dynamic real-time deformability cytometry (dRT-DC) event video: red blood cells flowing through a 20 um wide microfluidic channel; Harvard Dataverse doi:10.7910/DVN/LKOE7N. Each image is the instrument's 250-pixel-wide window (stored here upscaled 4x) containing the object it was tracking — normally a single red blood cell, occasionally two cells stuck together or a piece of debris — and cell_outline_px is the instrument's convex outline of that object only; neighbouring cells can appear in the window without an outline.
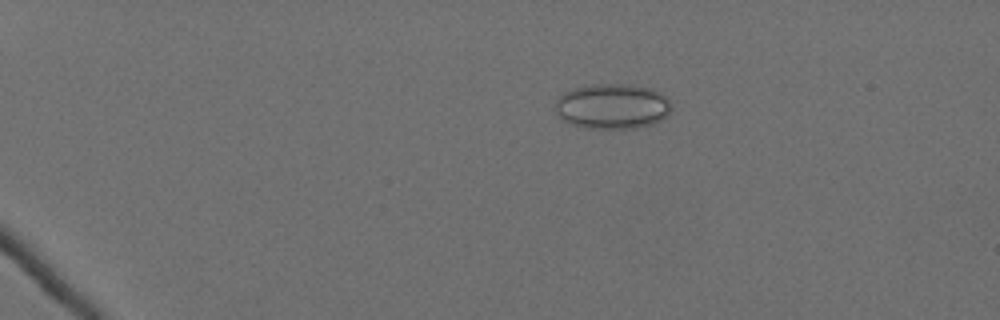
{"species": "Egyptian fruit bat (a non-hibernating species)", "species_latin": "Rousettus aegyptiacus", "temperature_condition": "cold", "stored_images_in_passage": 62, "camera_frame_rate_fps": 3000, "um_per_image_px": 0.085, "animal": {"sex": "female"}, "frame": {"image": 1, "passage_image": 15, "time_ms": 4.667, "image_size_px": [1000, 320], "cell_outline_px": [[672, 108], [668, 116], [652, 124], [636, 128], [584, 128], [560, 120], [556, 112], [556, 100], [564, 92], [572, 88], [592, 84], [628, 84], [648, 88], [660, 92], [668, 96], [672, 104]], "centroid_in_image_um": [52.06, 9.03], "position_along_channel_um": 32.9, "area_um2": 31.04}}
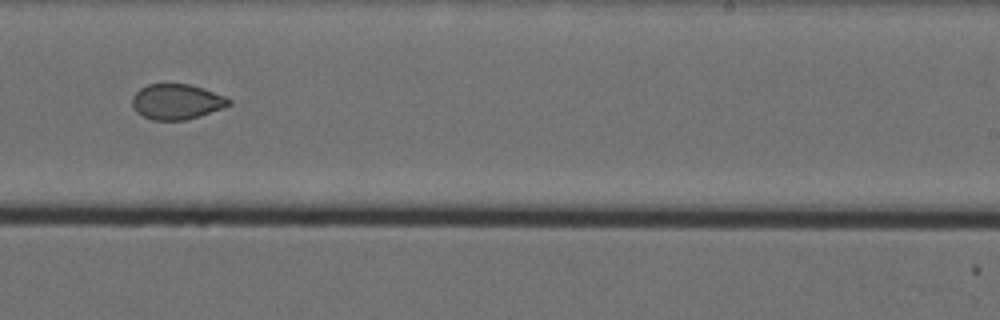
{"frame": {"image": 2, "passage_image": 43, "time_ms": 14.0, "image_size_px": [1000, 320], "cell_outline_px": [[232, 104], [224, 108], [184, 120], [152, 120], [136, 112], [132, 104], [132, 96], [140, 88], [148, 84], [188, 84], [204, 88], [224, 96], [232, 100]], "centroid_in_image_um": [15.02, 8.64], "position_along_channel_um": 274.0, "area_um2": 19.88}}
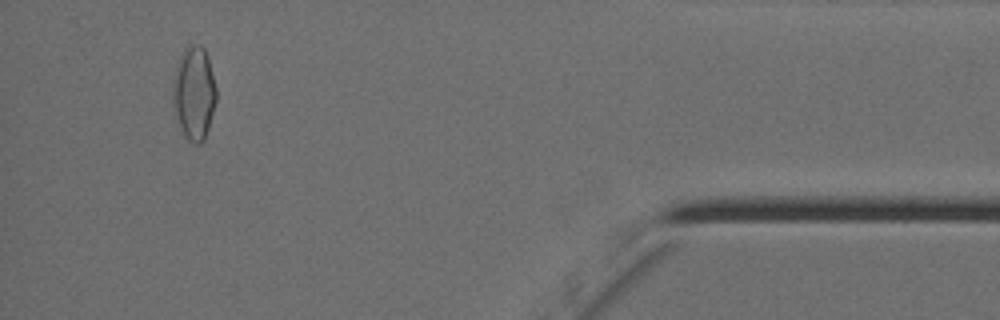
{"frame": {"image": 3, "passage_image": 59, "time_ms": 19.333, "image_size_px": [1000, 320], "cell_outline_px": [[216, 100], [208, 128], [204, 140], [200, 144], [196, 144], [188, 140], [184, 136], [180, 128], [172, 104], [172, 84], [176, 68], [180, 56], [188, 44], [200, 44], [204, 48], [208, 56], [216, 88]], "centroid_in_image_um": [16.48, 7.91], "position_along_channel_um": 418.7, "area_um2": 23.76}, "authors_computed_cell_mechanics": {"area_um2": 22.831, "velocity_mm_per_s": 3.55, "shape_relaxation_time_tau1_ms": null, "shape_relaxation_time_tau2_ms": 1.9152, "deformation_change_tau1": null, "deformation_change_tau2": 0.0532}}